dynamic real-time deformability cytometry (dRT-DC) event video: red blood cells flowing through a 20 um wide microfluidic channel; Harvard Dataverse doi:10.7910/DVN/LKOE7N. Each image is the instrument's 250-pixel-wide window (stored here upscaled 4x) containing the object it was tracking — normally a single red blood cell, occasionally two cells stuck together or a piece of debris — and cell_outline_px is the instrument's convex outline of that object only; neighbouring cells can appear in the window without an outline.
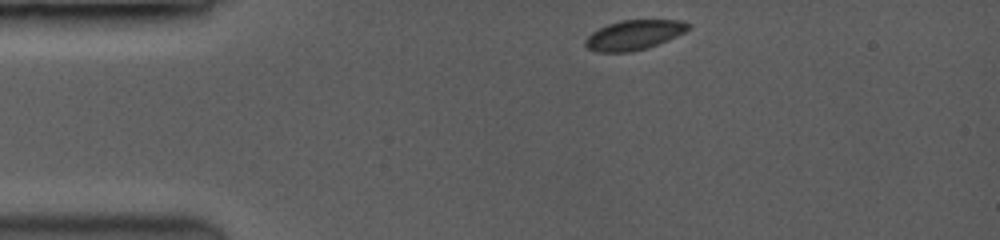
{"species": "common noctule bat (a hibernating species)", "species_latin": "Nyctalus noctula", "temperature_condition": "room temperature", "stored_images_in_passage": 22, "camera_frame_rate_fps": 3500, "um_per_image_px": 0.085, "animal": {"sex": "female", "body_mass_g": 19.0, "forearm_length_mm": 53.3}, "frame": {"image": 1, "passage_image": 1, "time_ms": 0.0, "image_size_px": [1000, 240], "cell_outline_px": [[688, 28], [684, 32], [656, 44], [644, 48], [628, 52], [596, 52], [588, 48], [584, 44], [584, 40], [592, 32], [608, 24], [624, 20], [680, 20], [688, 24]], "centroid_in_image_um": [53.82, 2.97], "position_along_channel_um": 31.2, "area_um2": 17.34}}
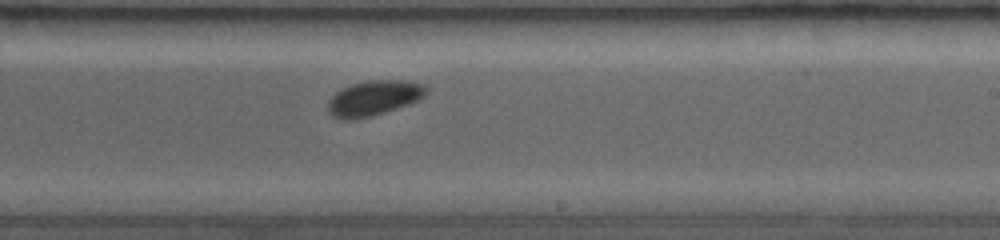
{"frame": {"image": 2, "passage_image": 14, "time_ms": 6.857, "image_size_px": [1000, 240], "cell_outline_px": [[428, 88], [416, 100], [408, 104], [372, 116], [348, 120], [344, 120], [332, 116], [328, 108], [328, 104], [332, 96], [336, 92], [352, 84], [368, 80], [396, 80], [424, 84]], "centroid_in_image_um": [31.72, 8.34], "position_along_channel_um": 257.3, "area_um2": 19.54}}
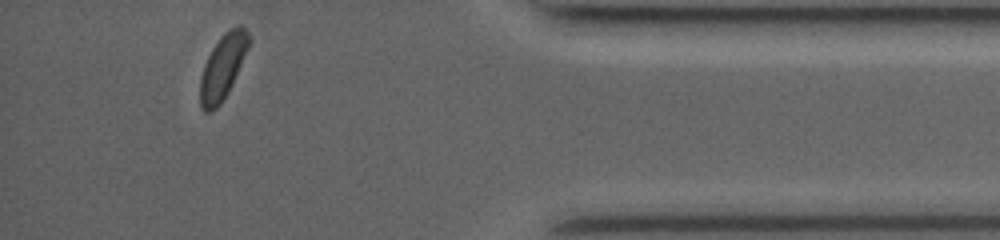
{"frame": {"image": 3, "passage_image": 22, "time_ms": 11.429, "image_size_px": [1000, 240], "cell_outline_px": [[252, 40], [232, 84], [228, 92], [220, 104], [212, 112], [204, 112], [200, 108], [200, 76], [204, 64], [212, 48], [224, 32], [240, 24], [248, 32]], "centroid_in_image_um": [18.93, 5.69], "position_along_channel_um": 416.3, "area_um2": 18.44}, "authors_computed_cell_mechanics": {"area_um2": 18.8717, "velocity_mm_per_s": 4.0264, "shape_relaxation_time_tau1_ms": 1.8553, "shape_relaxation_time_tau2_ms": null, "deformation_change_tau1": 0.0378, "deformation_change_tau2": null}}